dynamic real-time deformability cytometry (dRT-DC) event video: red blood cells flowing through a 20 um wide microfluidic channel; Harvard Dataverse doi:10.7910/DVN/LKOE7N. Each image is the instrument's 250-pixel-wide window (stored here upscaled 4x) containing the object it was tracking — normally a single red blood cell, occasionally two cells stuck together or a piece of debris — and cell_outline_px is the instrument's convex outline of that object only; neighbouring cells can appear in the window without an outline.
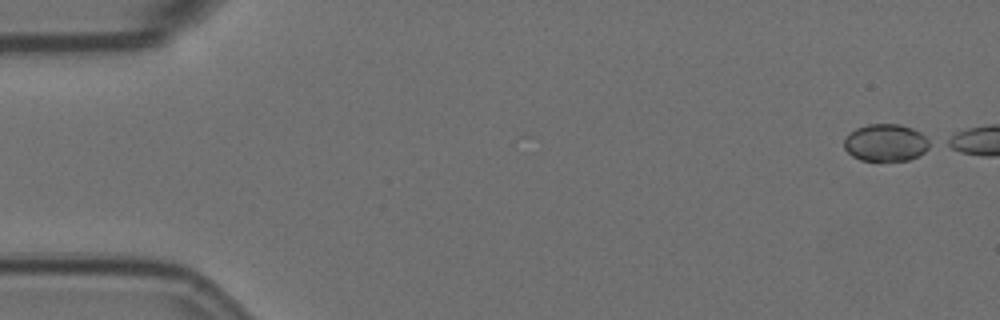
{"species": "Egyptian fruit bat (a non-hibernating species)", "species_latin": "Rousettus aegyptiacus", "temperature_condition": "room temperature", "stored_images_in_passage": 5, "camera_frame_rate_fps": 3000, "um_per_image_px": 0.085, "animal": {"sex": "female"}, "frame": {"image": 1, "passage_image": 1, "time_ms": 0.0, "image_size_px": [1000, 320], "cell_outline_px": [[936, 144], [924, 152], [908, 160], [860, 160], [852, 156], [844, 148], [844, 140], [856, 128], [868, 124], [900, 124], [912, 128], [920, 132], [932, 140]], "centroid_in_image_um": [75.36, 12.12], "position_along_channel_um": 9.6, "area_um2": 18.73}}